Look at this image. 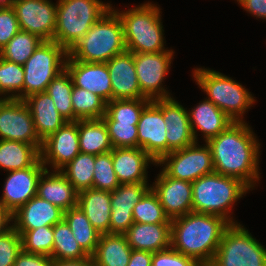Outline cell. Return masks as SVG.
Here are the masks:
<instances>
[{
  "label": "cell",
  "instance_id": "1",
  "mask_svg": "<svg viewBox=\"0 0 266 266\" xmlns=\"http://www.w3.org/2000/svg\"><path fill=\"white\" fill-rule=\"evenodd\" d=\"M207 144L212 152L215 173L237 178L249 188L259 180V143L244 121L233 122Z\"/></svg>",
  "mask_w": 266,
  "mask_h": 266
},
{
  "label": "cell",
  "instance_id": "2",
  "mask_svg": "<svg viewBox=\"0 0 266 266\" xmlns=\"http://www.w3.org/2000/svg\"><path fill=\"white\" fill-rule=\"evenodd\" d=\"M230 223L223 217L190 212L171 219V247L208 266Z\"/></svg>",
  "mask_w": 266,
  "mask_h": 266
},
{
  "label": "cell",
  "instance_id": "3",
  "mask_svg": "<svg viewBox=\"0 0 266 266\" xmlns=\"http://www.w3.org/2000/svg\"><path fill=\"white\" fill-rule=\"evenodd\" d=\"M125 50L122 21L111 8L72 46L68 56L88 63H106Z\"/></svg>",
  "mask_w": 266,
  "mask_h": 266
},
{
  "label": "cell",
  "instance_id": "4",
  "mask_svg": "<svg viewBox=\"0 0 266 266\" xmlns=\"http://www.w3.org/2000/svg\"><path fill=\"white\" fill-rule=\"evenodd\" d=\"M248 189L250 188L245 183L234 177L215 172L204 175L192 182V210L196 213L218 215L230 224H235L227 216L228 212Z\"/></svg>",
  "mask_w": 266,
  "mask_h": 266
},
{
  "label": "cell",
  "instance_id": "5",
  "mask_svg": "<svg viewBox=\"0 0 266 266\" xmlns=\"http://www.w3.org/2000/svg\"><path fill=\"white\" fill-rule=\"evenodd\" d=\"M115 12L122 21L127 51L132 53L170 51L164 50L163 26L160 22V11L156 5L148 2L126 12Z\"/></svg>",
  "mask_w": 266,
  "mask_h": 266
},
{
  "label": "cell",
  "instance_id": "6",
  "mask_svg": "<svg viewBox=\"0 0 266 266\" xmlns=\"http://www.w3.org/2000/svg\"><path fill=\"white\" fill-rule=\"evenodd\" d=\"M110 9L99 0H59L53 41L69 51Z\"/></svg>",
  "mask_w": 266,
  "mask_h": 266
},
{
  "label": "cell",
  "instance_id": "7",
  "mask_svg": "<svg viewBox=\"0 0 266 266\" xmlns=\"http://www.w3.org/2000/svg\"><path fill=\"white\" fill-rule=\"evenodd\" d=\"M197 84L207 93L208 100L225 112L234 122L254 101V97L239 83L219 72L207 69L194 70Z\"/></svg>",
  "mask_w": 266,
  "mask_h": 266
},
{
  "label": "cell",
  "instance_id": "8",
  "mask_svg": "<svg viewBox=\"0 0 266 266\" xmlns=\"http://www.w3.org/2000/svg\"><path fill=\"white\" fill-rule=\"evenodd\" d=\"M208 266H266V249L240 224H230Z\"/></svg>",
  "mask_w": 266,
  "mask_h": 266
},
{
  "label": "cell",
  "instance_id": "9",
  "mask_svg": "<svg viewBox=\"0 0 266 266\" xmlns=\"http://www.w3.org/2000/svg\"><path fill=\"white\" fill-rule=\"evenodd\" d=\"M68 51L55 41H43L24 63L22 100L27 96L45 92L49 83L65 69Z\"/></svg>",
  "mask_w": 266,
  "mask_h": 266
},
{
  "label": "cell",
  "instance_id": "10",
  "mask_svg": "<svg viewBox=\"0 0 266 266\" xmlns=\"http://www.w3.org/2000/svg\"><path fill=\"white\" fill-rule=\"evenodd\" d=\"M197 142L181 150L164 155L157 164H164L163 172L172 178L194 182L214 172L212 152L207 144L197 147Z\"/></svg>",
  "mask_w": 266,
  "mask_h": 266
},
{
  "label": "cell",
  "instance_id": "11",
  "mask_svg": "<svg viewBox=\"0 0 266 266\" xmlns=\"http://www.w3.org/2000/svg\"><path fill=\"white\" fill-rule=\"evenodd\" d=\"M0 137L1 140L42 146L31 112L23 100L6 98L0 105Z\"/></svg>",
  "mask_w": 266,
  "mask_h": 266
},
{
  "label": "cell",
  "instance_id": "12",
  "mask_svg": "<svg viewBox=\"0 0 266 266\" xmlns=\"http://www.w3.org/2000/svg\"><path fill=\"white\" fill-rule=\"evenodd\" d=\"M173 51L154 53H133L136 75L141 94L153 101L169 98L168 92L161 87L171 64Z\"/></svg>",
  "mask_w": 266,
  "mask_h": 266
},
{
  "label": "cell",
  "instance_id": "13",
  "mask_svg": "<svg viewBox=\"0 0 266 266\" xmlns=\"http://www.w3.org/2000/svg\"><path fill=\"white\" fill-rule=\"evenodd\" d=\"M12 7L21 31L38 35L44 41H53L57 5L48 0H15Z\"/></svg>",
  "mask_w": 266,
  "mask_h": 266
},
{
  "label": "cell",
  "instance_id": "14",
  "mask_svg": "<svg viewBox=\"0 0 266 266\" xmlns=\"http://www.w3.org/2000/svg\"><path fill=\"white\" fill-rule=\"evenodd\" d=\"M162 114V99L151 101L142 111L138 124V147L157 163L167 155V130Z\"/></svg>",
  "mask_w": 266,
  "mask_h": 266
},
{
  "label": "cell",
  "instance_id": "15",
  "mask_svg": "<svg viewBox=\"0 0 266 266\" xmlns=\"http://www.w3.org/2000/svg\"><path fill=\"white\" fill-rule=\"evenodd\" d=\"M40 153L45 167L50 162L54 169L63 170L80 153L78 120L67 121L44 140Z\"/></svg>",
  "mask_w": 266,
  "mask_h": 266
},
{
  "label": "cell",
  "instance_id": "16",
  "mask_svg": "<svg viewBox=\"0 0 266 266\" xmlns=\"http://www.w3.org/2000/svg\"><path fill=\"white\" fill-rule=\"evenodd\" d=\"M47 169L41 158L33 165L9 171L0 203L12 214L29 199L36 196L40 176Z\"/></svg>",
  "mask_w": 266,
  "mask_h": 266
},
{
  "label": "cell",
  "instance_id": "17",
  "mask_svg": "<svg viewBox=\"0 0 266 266\" xmlns=\"http://www.w3.org/2000/svg\"><path fill=\"white\" fill-rule=\"evenodd\" d=\"M151 187L147 182L120 184L111 191L110 234H125L134 223L132 210Z\"/></svg>",
  "mask_w": 266,
  "mask_h": 266
},
{
  "label": "cell",
  "instance_id": "18",
  "mask_svg": "<svg viewBox=\"0 0 266 266\" xmlns=\"http://www.w3.org/2000/svg\"><path fill=\"white\" fill-rule=\"evenodd\" d=\"M156 180L151 188L170 220L193 212L192 182L172 178L163 171Z\"/></svg>",
  "mask_w": 266,
  "mask_h": 266
},
{
  "label": "cell",
  "instance_id": "19",
  "mask_svg": "<svg viewBox=\"0 0 266 266\" xmlns=\"http://www.w3.org/2000/svg\"><path fill=\"white\" fill-rule=\"evenodd\" d=\"M65 68L73 85L101 97L106 103L112 100V86L106 63H88L66 58Z\"/></svg>",
  "mask_w": 266,
  "mask_h": 266
},
{
  "label": "cell",
  "instance_id": "20",
  "mask_svg": "<svg viewBox=\"0 0 266 266\" xmlns=\"http://www.w3.org/2000/svg\"><path fill=\"white\" fill-rule=\"evenodd\" d=\"M106 65L111 79L112 100L145 98L139 87L132 52L125 50L112 57Z\"/></svg>",
  "mask_w": 266,
  "mask_h": 266
},
{
  "label": "cell",
  "instance_id": "21",
  "mask_svg": "<svg viewBox=\"0 0 266 266\" xmlns=\"http://www.w3.org/2000/svg\"><path fill=\"white\" fill-rule=\"evenodd\" d=\"M188 111L171 97L162 99V114L166 124L167 154L195 143Z\"/></svg>",
  "mask_w": 266,
  "mask_h": 266
},
{
  "label": "cell",
  "instance_id": "22",
  "mask_svg": "<svg viewBox=\"0 0 266 266\" xmlns=\"http://www.w3.org/2000/svg\"><path fill=\"white\" fill-rule=\"evenodd\" d=\"M64 211L37 195L29 199L13 214L15 230H34L44 226H54L63 219Z\"/></svg>",
  "mask_w": 266,
  "mask_h": 266
},
{
  "label": "cell",
  "instance_id": "23",
  "mask_svg": "<svg viewBox=\"0 0 266 266\" xmlns=\"http://www.w3.org/2000/svg\"><path fill=\"white\" fill-rule=\"evenodd\" d=\"M23 101L31 112L35 130L42 142L67 122L58 112L53 99L46 91L31 94Z\"/></svg>",
  "mask_w": 266,
  "mask_h": 266
},
{
  "label": "cell",
  "instance_id": "24",
  "mask_svg": "<svg viewBox=\"0 0 266 266\" xmlns=\"http://www.w3.org/2000/svg\"><path fill=\"white\" fill-rule=\"evenodd\" d=\"M113 168L120 184L147 182L146 168L153 160L142 148H113Z\"/></svg>",
  "mask_w": 266,
  "mask_h": 266
},
{
  "label": "cell",
  "instance_id": "25",
  "mask_svg": "<svg viewBox=\"0 0 266 266\" xmlns=\"http://www.w3.org/2000/svg\"><path fill=\"white\" fill-rule=\"evenodd\" d=\"M46 175L48 176L43 178ZM78 194L79 192L61 170H55V173L49 175L48 169H45L39 178L36 195L63 211L77 206Z\"/></svg>",
  "mask_w": 266,
  "mask_h": 266
},
{
  "label": "cell",
  "instance_id": "26",
  "mask_svg": "<svg viewBox=\"0 0 266 266\" xmlns=\"http://www.w3.org/2000/svg\"><path fill=\"white\" fill-rule=\"evenodd\" d=\"M124 235L135 250L155 253L171 247V223L134 222Z\"/></svg>",
  "mask_w": 266,
  "mask_h": 266
},
{
  "label": "cell",
  "instance_id": "27",
  "mask_svg": "<svg viewBox=\"0 0 266 266\" xmlns=\"http://www.w3.org/2000/svg\"><path fill=\"white\" fill-rule=\"evenodd\" d=\"M92 226L100 233H109L111 192L90 188L79 192L78 204Z\"/></svg>",
  "mask_w": 266,
  "mask_h": 266
},
{
  "label": "cell",
  "instance_id": "28",
  "mask_svg": "<svg viewBox=\"0 0 266 266\" xmlns=\"http://www.w3.org/2000/svg\"><path fill=\"white\" fill-rule=\"evenodd\" d=\"M188 115L195 141L197 140L195 129L199 128L204 133L206 143L218 136L234 122L225 112L221 111L208 99L199 103Z\"/></svg>",
  "mask_w": 266,
  "mask_h": 266
},
{
  "label": "cell",
  "instance_id": "29",
  "mask_svg": "<svg viewBox=\"0 0 266 266\" xmlns=\"http://www.w3.org/2000/svg\"><path fill=\"white\" fill-rule=\"evenodd\" d=\"M132 253L123 234H100L95 252L90 256L93 266H127Z\"/></svg>",
  "mask_w": 266,
  "mask_h": 266
},
{
  "label": "cell",
  "instance_id": "30",
  "mask_svg": "<svg viewBox=\"0 0 266 266\" xmlns=\"http://www.w3.org/2000/svg\"><path fill=\"white\" fill-rule=\"evenodd\" d=\"M42 146L0 139V168L7 171L33 166L41 158Z\"/></svg>",
  "mask_w": 266,
  "mask_h": 266
},
{
  "label": "cell",
  "instance_id": "31",
  "mask_svg": "<svg viewBox=\"0 0 266 266\" xmlns=\"http://www.w3.org/2000/svg\"><path fill=\"white\" fill-rule=\"evenodd\" d=\"M80 152L98 155L113 149L103 119L78 120Z\"/></svg>",
  "mask_w": 266,
  "mask_h": 266
},
{
  "label": "cell",
  "instance_id": "32",
  "mask_svg": "<svg viewBox=\"0 0 266 266\" xmlns=\"http://www.w3.org/2000/svg\"><path fill=\"white\" fill-rule=\"evenodd\" d=\"M63 219L70 227L78 244L91 256L95 252L100 233L92 226L79 206L64 211Z\"/></svg>",
  "mask_w": 266,
  "mask_h": 266
},
{
  "label": "cell",
  "instance_id": "33",
  "mask_svg": "<svg viewBox=\"0 0 266 266\" xmlns=\"http://www.w3.org/2000/svg\"><path fill=\"white\" fill-rule=\"evenodd\" d=\"M53 233L52 260H82L90 258L75 240L70 227L64 219L53 226Z\"/></svg>",
  "mask_w": 266,
  "mask_h": 266
},
{
  "label": "cell",
  "instance_id": "34",
  "mask_svg": "<svg viewBox=\"0 0 266 266\" xmlns=\"http://www.w3.org/2000/svg\"><path fill=\"white\" fill-rule=\"evenodd\" d=\"M72 89L73 81L66 68L49 83L46 89L56 109L67 121L79 120L72 108Z\"/></svg>",
  "mask_w": 266,
  "mask_h": 266
},
{
  "label": "cell",
  "instance_id": "35",
  "mask_svg": "<svg viewBox=\"0 0 266 266\" xmlns=\"http://www.w3.org/2000/svg\"><path fill=\"white\" fill-rule=\"evenodd\" d=\"M43 41L44 40L38 35L20 30L7 45L0 50V57L7 61L24 65Z\"/></svg>",
  "mask_w": 266,
  "mask_h": 266
},
{
  "label": "cell",
  "instance_id": "36",
  "mask_svg": "<svg viewBox=\"0 0 266 266\" xmlns=\"http://www.w3.org/2000/svg\"><path fill=\"white\" fill-rule=\"evenodd\" d=\"M95 155L80 152L61 170L78 192L92 188Z\"/></svg>",
  "mask_w": 266,
  "mask_h": 266
},
{
  "label": "cell",
  "instance_id": "37",
  "mask_svg": "<svg viewBox=\"0 0 266 266\" xmlns=\"http://www.w3.org/2000/svg\"><path fill=\"white\" fill-rule=\"evenodd\" d=\"M72 108L74 115L80 119H101L106 113V102L90 91L73 85Z\"/></svg>",
  "mask_w": 266,
  "mask_h": 266
},
{
  "label": "cell",
  "instance_id": "38",
  "mask_svg": "<svg viewBox=\"0 0 266 266\" xmlns=\"http://www.w3.org/2000/svg\"><path fill=\"white\" fill-rule=\"evenodd\" d=\"M134 222L157 224L171 223L156 193L150 188L132 210Z\"/></svg>",
  "mask_w": 266,
  "mask_h": 266
},
{
  "label": "cell",
  "instance_id": "39",
  "mask_svg": "<svg viewBox=\"0 0 266 266\" xmlns=\"http://www.w3.org/2000/svg\"><path fill=\"white\" fill-rule=\"evenodd\" d=\"M150 102L147 98L113 99L106 103V113L119 123H138L143 109Z\"/></svg>",
  "mask_w": 266,
  "mask_h": 266
},
{
  "label": "cell",
  "instance_id": "40",
  "mask_svg": "<svg viewBox=\"0 0 266 266\" xmlns=\"http://www.w3.org/2000/svg\"><path fill=\"white\" fill-rule=\"evenodd\" d=\"M16 231L21 235L22 250L24 252L51 257L54 242L53 226Z\"/></svg>",
  "mask_w": 266,
  "mask_h": 266
},
{
  "label": "cell",
  "instance_id": "41",
  "mask_svg": "<svg viewBox=\"0 0 266 266\" xmlns=\"http://www.w3.org/2000/svg\"><path fill=\"white\" fill-rule=\"evenodd\" d=\"M102 119L106 124L113 148L138 147V123H119L114 121L107 113L103 115Z\"/></svg>",
  "mask_w": 266,
  "mask_h": 266
},
{
  "label": "cell",
  "instance_id": "42",
  "mask_svg": "<svg viewBox=\"0 0 266 266\" xmlns=\"http://www.w3.org/2000/svg\"><path fill=\"white\" fill-rule=\"evenodd\" d=\"M24 84L23 65L7 61L0 57V95L16 91L18 94H12L7 99H21ZM20 91V94H19Z\"/></svg>",
  "mask_w": 266,
  "mask_h": 266
},
{
  "label": "cell",
  "instance_id": "43",
  "mask_svg": "<svg viewBox=\"0 0 266 266\" xmlns=\"http://www.w3.org/2000/svg\"><path fill=\"white\" fill-rule=\"evenodd\" d=\"M119 185L120 183L113 168L112 150L95 155L92 188L111 192Z\"/></svg>",
  "mask_w": 266,
  "mask_h": 266
},
{
  "label": "cell",
  "instance_id": "44",
  "mask_svg": "<svg viewBox=\"0 0 266 266\" xmlns=\"http://www.w3.org/2000/svg\"><path fill=\"white\" fill-rule=\"evenodd\" d=\"M21 251V235L13 227L0 235V266H13Z\"/></svg>",
  "mask_w": 266,
  "mask_h": 266
},
{
  "label": "cell",
  "instance_id": "45",
  "mask_svg": "<svg viewBox=\"0 0 266 266\" xmlns=\"http://www.w3.org/2000/svg\"><path fill=\"white\" fill-rule=\"evenodd\" d=\"M151 266H203L192 257L177 252L172 247L153 253Z\"/></svg>",
  "mask_w": 266,
  "mask_h": 266
},
{
  "label": "cell",
  "instance_id": "46",
  "mask_svg": "<svg viewBox=\"0 0 266 266\" xmlns=\"http://www.w3.org/2000/svg\"><path fill=\"white\" fill-rule=\"evenodd\" d=\"M20 31L12 6H0V50Z\"/></svg>",
  "mask_w": 266,
  "mask_h": 266
},
{
  "label": "cell",
  "instance_id": "47",
  "mask_svg": "<svg viewBox=\"0 0 266 266\" xmlns=\"http://www.w3.org/2000/svg\"><path fill=\"white\" fill-rule=\"evenodd\" d=\"M52 263L53 260L49 256L27 253L22 250L13 266H52Z\"/></svg>",
  "mask_w": 266,
  "mask_h": 266
},
{
  "label": "cell",
  "instance_id": "48",
  "mask_svg": "<svg viewBox=\"0 0 266 266\" xmlns=\"http://www.w3.org/2000/svg\"><path fill=\"white\" fill-rule=\"evenodd\" d=\"M254 16L266 19V0H237Z\"/></svg>",
  "mask_w": 266,
  "mask_h": 266
},
{
  "label": "cell",
  "instance_id": "49",
  "mask_svg": "<svg viewBox=\"0 0 266 266\" xmlns=\"http://www.w3.org/2000/svg\"><path fill=\"white\" fill-rule=\"evenodd\" d=\"M152 252L132 249L127 266H151Z\"/></svg>",
  "mask_w": 266,
  "mask_h": 266
},
{
  "label": "cell",
  "instance_id": "50",
  "mask_svg": "<svg viewBox=\"0 0 266 266\" xmlns=\"http://www.w3.org/2000/svg\"><path fill=\"white\" fill-rule=\"evenodd\" d=\"M11 219L12 213L0 203V235L4 234L12 228V226H7L8 222L11 221Z\"/></svg>",
  "mask_w": 266,
  "mask_h": 266
},
{
  "label": "cell",
  "instance_id": "51",
  "mask_svg": "<svg viewBox=\"0 0 266 266\" xmlns=\"http://www.w3.org/2000/svg\"><path fill=\"white\" fill-rule=\"evenodd\" d=\"M52 266H93L92 259L82 260H53Z\"/></svg>",
  "mask_w": 266,
  "mask_h": 266
},
{
  "label": "cell",
  "instance_id": "52",
  "mask_svg": "<svg viewBox=\"0 0 266 266\" xmlns=\"http://www.w3.org/2000/svg\"><path fill=\"white\" fill-rule=\"evenodd\" d=\"M15 0H0V6H12Z\"/></svg>",
  "mask_w": 266,
  "mask_h": 266
},
{
  "label": "cell",
  "instance_id": "53",
  "mask_svg": "<svg viewBox=\"0 0 266 266\" xmlns=\"http://www.w3.org/2000/svg\"><path fill=\"white\" fill-rule=\"evenodd\" d=\"M5 99L6 98H3V99L0 98V105L4 102Z\"/></svg>",
  "mask_w": 266,
  "mask_h": 266
}]
</instances>
